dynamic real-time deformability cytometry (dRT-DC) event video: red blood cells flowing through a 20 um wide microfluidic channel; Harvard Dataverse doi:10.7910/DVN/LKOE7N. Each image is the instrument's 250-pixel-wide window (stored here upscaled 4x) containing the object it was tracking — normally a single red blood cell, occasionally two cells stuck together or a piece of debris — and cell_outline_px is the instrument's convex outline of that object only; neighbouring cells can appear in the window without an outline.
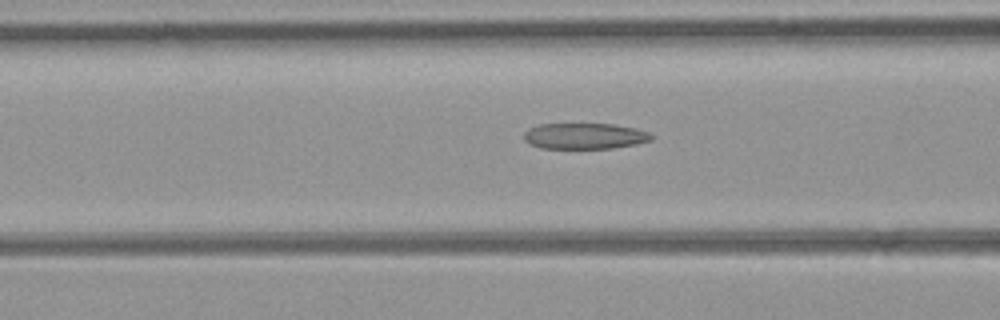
{"species": "common noctule bat (a hibernating species)", "species_latin": "Nyctalus noctula", "temperature_condition": "room temperature", "stored_images_in_passage": 36, "camera_frame_rate_fps": 3000, "um_per_image_px": 0.085, "animal": {"sex": "female", "body_mass_g": 21.9}, "frame": {"image": 1, "passage_image": 15, "time_ms": 4.667, "image_size_px": [1000, 320], "cell_outline_px": [[656, 136], [652, 140], [636, 144], [612, 148], [540, 148], [528, 144], [524, 140], [524, 132], [528, 128], [540, 124], [616, 124], [636, 128], [648, 132]], "centroid_in_image_um": [49.7, 11.56], "position_along_channel_um": 116.9, "area_um2": 19.48}}
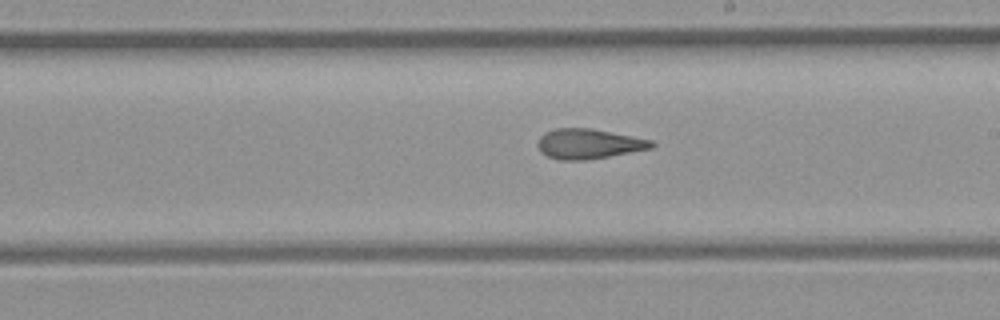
{"frame": {"image": 2, "passage_image": 24, "time_ms": 7.667, "image_size_px": [1000, 320], "cell_outline_px": [[656, 144], [652, 148], [608, 156], [584, 160], [560, 160], [548, 156], [540, 152], [536, 144], [540, 136], [544, 132], [556, 128], [592, 128], [652, 140]], "centroid_in_image_um": [50.0, 12.22], "position_along_channel_um": 239.0, "area_um2": 19.88}}
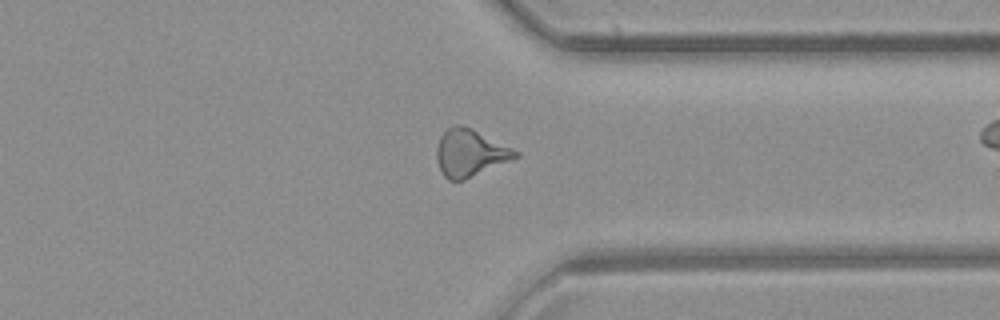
{"frame": {"image": 3, "passage_image": 34, "time_ms": 11.0, "image_size_px": [1000, 320], "cell_outline_px": [[520, 156], [464, 180], [448, 180], [440, 172], [436, 160], [436, 148], [440, 136], [452, 124], [460, 124], [472, 128], [520, 152]], "centroid_in_image_um": [39.92, 12.99], "position_along_channel_um": 371.5, "area_um2": 21.73}}